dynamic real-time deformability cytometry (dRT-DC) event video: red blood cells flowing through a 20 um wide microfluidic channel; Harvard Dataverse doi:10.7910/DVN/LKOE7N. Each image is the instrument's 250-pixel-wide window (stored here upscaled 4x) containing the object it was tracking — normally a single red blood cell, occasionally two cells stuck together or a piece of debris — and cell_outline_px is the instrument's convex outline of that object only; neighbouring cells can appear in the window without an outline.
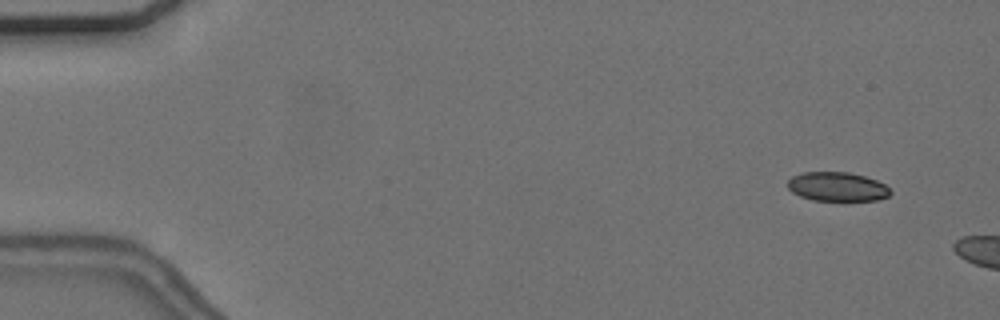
{"species": "common noctule bat (a hibernating species)", "species_latin": "Nyctalus noctula", "temperature_condition": "cold", "stored_images_in_passage": 51, "camera_frame_rate_fps": 3000, "um_per_image_px": 0.085, "animal": {"sex": "female", "body_mass_g": 24.6, "forearm_length_mm": 56.2}, "frame": {"image": 1, "passage_image": 4, "time_ms": 1.0, "image_size_px": [1000, 320], "cell_outline_px": [[892, 192], [888, 196], [876, 200], [812, 200], [800, 196], [792, 192], [788, 188], [788, 180], [792, 176], [804, 172], [848, 172], [864, 176], [876, 180], [884, 184]], "centroid_in_image_um": [71.14, 15.86], "position_along_channel_um": 13.9, "area_um2": 17.28}}
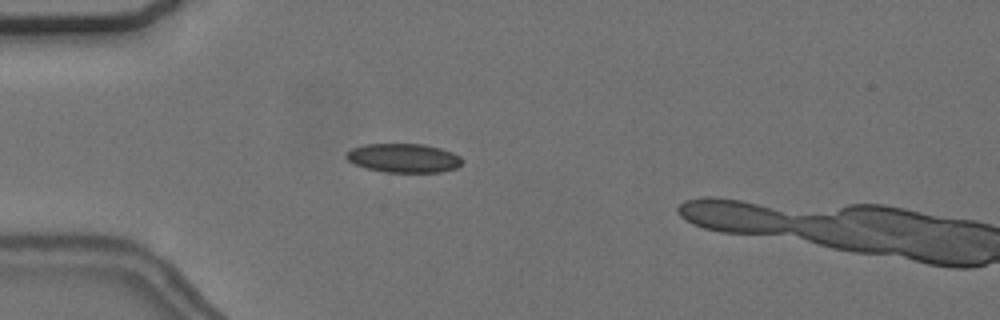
{"frame": {"image": 2, "passage_image": 16, "time_ms": 5.0, "image_size_px": [1000, 320], "cell_outline_px": [[464, 160], [456, 168], [440, 172], [384, 172], [368, 168], [356, 164], [348, 160], [344, 156], [352, 148], [364, 144], [424, 144], [440, 148], [452, 152], [460, 156]], "centroid_in_image_um": [34.33, 13.43], "position_along_channel_um": 50.7, "area_um2": 19.48}}
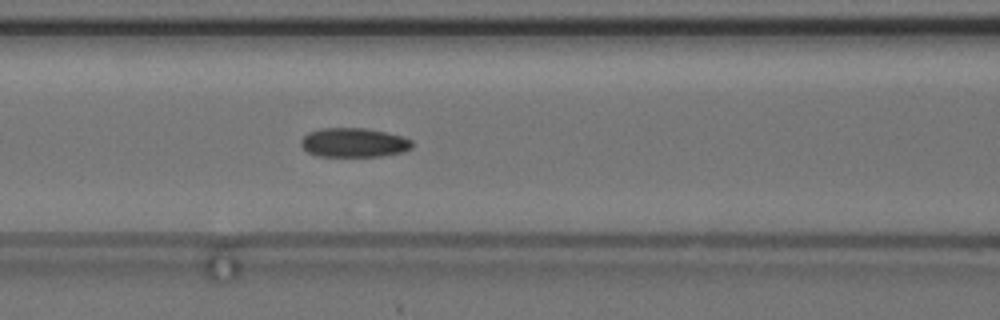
{"frame": {"image": 3, "passage_image": 24, "time_ms": 7.667, "image_size_px": [1000, 320], "cell_outline_px": [[412, 148], [404, 152], [380, 156], [316, 156], [308, 152], [300, 144], [300, 140], [308, 132], [320, 128], [364, 128], [404, 136], [412, 140]], "centroid_in_image_um": [30.08, 12.12], "position_along_channel_um": 136.5, "area_um2": 19.02}}